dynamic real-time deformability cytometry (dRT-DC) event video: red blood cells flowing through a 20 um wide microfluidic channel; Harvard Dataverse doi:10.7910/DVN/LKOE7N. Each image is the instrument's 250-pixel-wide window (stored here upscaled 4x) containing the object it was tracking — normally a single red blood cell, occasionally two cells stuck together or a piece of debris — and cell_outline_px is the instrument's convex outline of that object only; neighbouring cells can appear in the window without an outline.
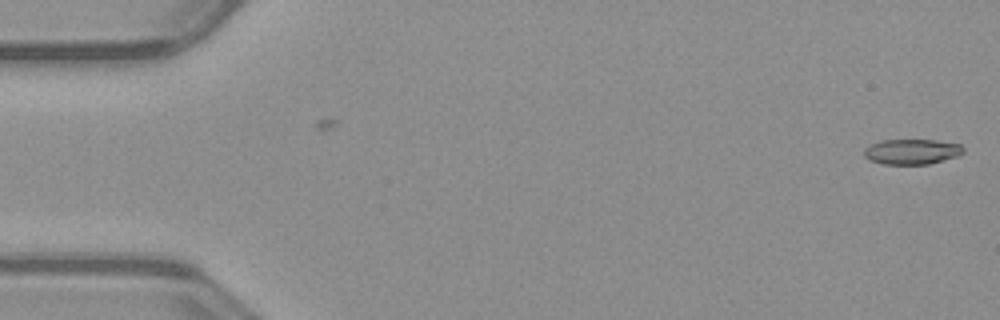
{"species": "common noctule bat (a hibernating species)", "species_latin": "Nyctalus noctula", "temperature_condition": "warm", "stored_images_in_passage": 5, "camera_frame_rate_fps": 3000, "um_per_image_px": 0.085, "animal": {"sex": "male", "body_mass_g": 23.1, "forearm_length_mm": 52.7}, "frame": {"image": 1, "passage_image": 5, "time_ms": 1.333, "image_size_px": [1000, 320], "cell_outline_px": [[964, 152], [960, 156], [928, 164], [884, 164], [868, 160], [864, 156], [864, 148], [880, 140], [936, 140], [960, 144], [964, 148]], "centroid_in_image_um": [77.52, 12.89], "position_along_channel_um": 7.5, "area_um2": 14.74}}